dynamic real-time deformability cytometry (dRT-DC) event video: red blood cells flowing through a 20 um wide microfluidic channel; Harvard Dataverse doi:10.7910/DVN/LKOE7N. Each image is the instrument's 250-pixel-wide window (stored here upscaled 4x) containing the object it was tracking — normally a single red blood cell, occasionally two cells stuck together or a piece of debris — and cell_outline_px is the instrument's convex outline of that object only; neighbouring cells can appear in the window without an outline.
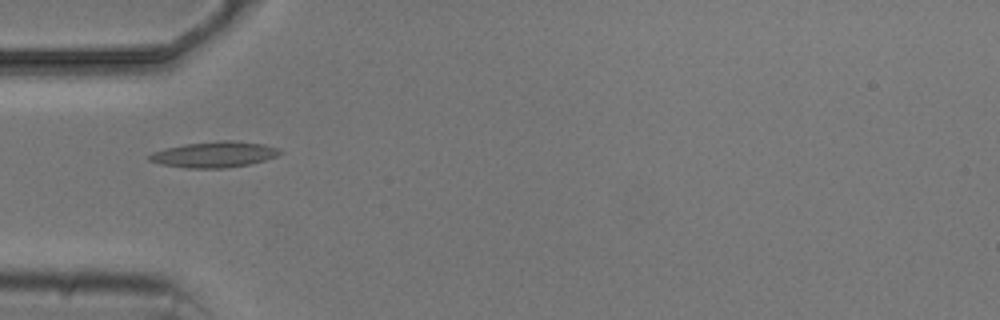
{"species": "common noctule bat (a hibernating species)", "species_latin": "Nyctalus noctula", "temperature_condition": "cold", "stored_images_in_passage": 6, "camera_frame_rate_fps": 3000, "um_per_image_px": 0.085, "animal": {"sex": "male", "body_mass_g": 20.5, "forearm_length_mm": 52.5}, "frame": {"image": 1, "passage_image": 2, "time_ms": 1.333, "image_size_px": [1000, 320], "cell_outline_px": [[284, 152], [276, 156], [264, 160], [248, 164], [224, 168], [184, 168], [160, 164], [148, 160], [148, 156], [152, 152], [164, 148], [184, 144], [224, 140], [232, 140], [264, 144], [280, 148]], "centroid_in_image_um": [18.2, 13.12], "position_along_channel_um": 66.8, "area_um2": 19.77}}
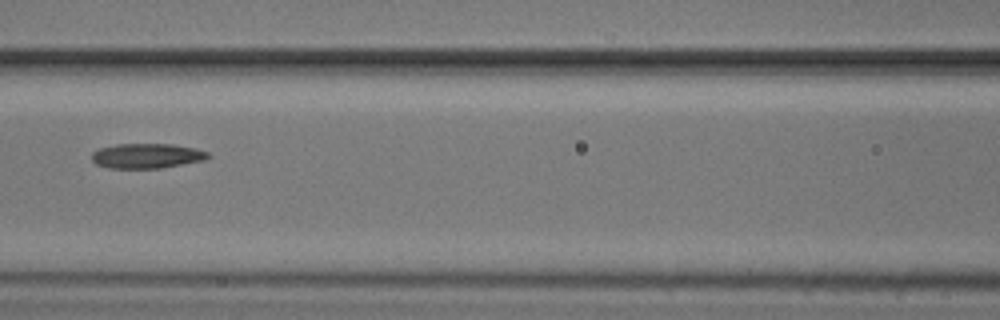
{"frame": {"image": 2, "passage_image": 4, "time_ms": 3.667, "image_size_px": [1000, 320], "cell_outline_px": [[212, 156], [204, 160], [160, 168], [108, 168], [96, 164], [92, 160], [92, 152], [100, 148], [116, 144], [172, 144], [196, 148], [208, 152]], "centroid_in_image_um": [12.49, 13.24], "position_along_channel_um": 154.1, "area_um2": 16.88}}
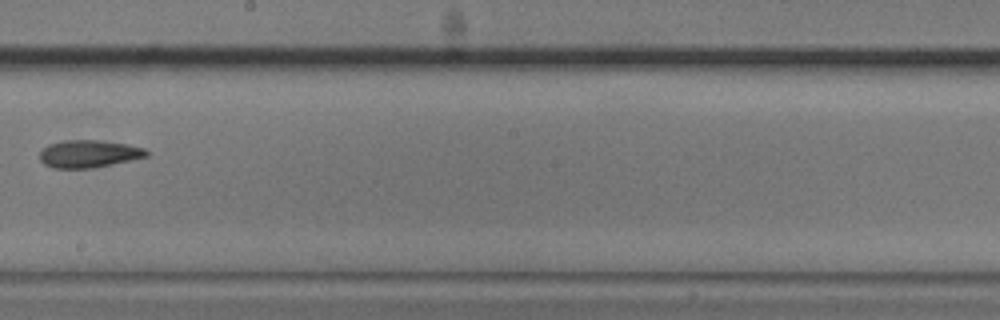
{"frame": {"image": 3, "passage_image": 6, "time_ms": 6.0, "image_size_px": [1000, 320], "cell_outline_px": [[148, 156], [132, 160], [92, 168], [52, 168], [44, 164], [40, 160], [40, 152], [48, 144], [64, 140], [100, 140], [128, 144], [144, 148], [148, 152]], "centroid_in_image_um": [7.55, 13.07], "position_along_channel_um": 240.7, "area_um2": 17.17}}